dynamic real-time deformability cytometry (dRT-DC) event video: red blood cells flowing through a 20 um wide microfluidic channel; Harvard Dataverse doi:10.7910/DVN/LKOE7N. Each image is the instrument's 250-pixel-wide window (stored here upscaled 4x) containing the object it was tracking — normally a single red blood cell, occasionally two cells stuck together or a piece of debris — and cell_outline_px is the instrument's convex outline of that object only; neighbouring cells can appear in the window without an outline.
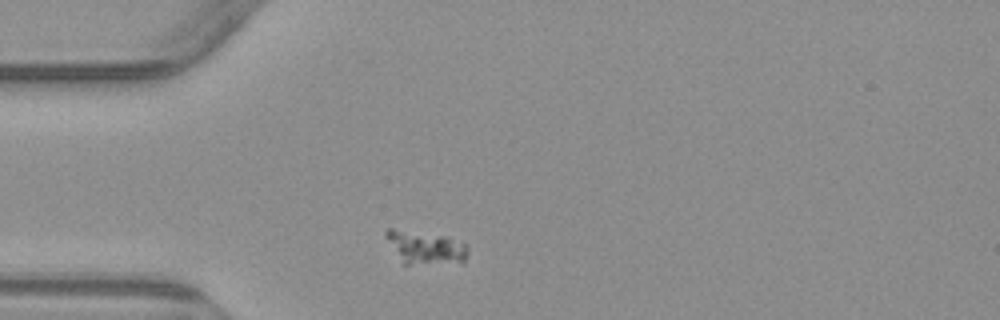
{"species": "common noctule bat (a hibernating species)", "species_latin": "Nyctalus noctula", "temperature_condition": "warm", "stored_images_in_passage": 3, "camera_frame_rate_fps": 3000, "um_per_image_px": 0.085, "animal": {"sex": "male", "body_mass_g": 23.1, "forearm_length_mm": 52.7}, "frame": {"image": 1, "passage_image": 1, "time_ms": 0.0, "image_size_px": [1000, 320], "cell_outline_px": [[468, 252], [464, 260], [460, 264], [404, 264], [384, 236], [384, 232], [388, 228], [392, 228], [444, 236], [464, 244], [468, 248]], "centroid_in_image_um": [36.16, 21.06], "position_along_channel_um": 48.8, "area_um2": 15.72}}